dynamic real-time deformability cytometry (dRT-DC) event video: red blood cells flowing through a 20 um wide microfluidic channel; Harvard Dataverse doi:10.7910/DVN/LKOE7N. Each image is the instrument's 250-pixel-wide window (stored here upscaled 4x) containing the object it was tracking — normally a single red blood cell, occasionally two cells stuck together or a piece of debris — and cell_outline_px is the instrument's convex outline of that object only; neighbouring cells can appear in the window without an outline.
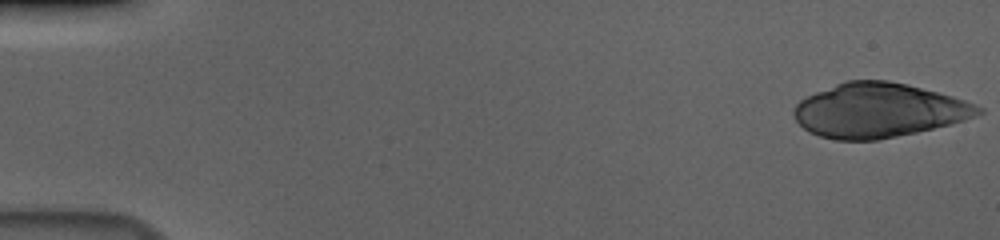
{"species": "human", "species_latin": "Homo sapiens", "temperature_condition": "cold", "stored_images_in_passage": 21, "camera_frame_rate_fps": 3000, "um_per_image_px": 0.085, "donor": {"sex": "male"}, "frame": {"image": 1, "passage_image": 1, "time_ms": 0.0, "image_size_px": [1000, 240], "cell_outline_px": [[984, 112], [976, 116], [952, 124], [916, 132], [876, 140], [836, 140], [820, 136], [808, 132], [796, 120], [792, 112], [796, 104], [800, 100], [816, 92], [836, 84], [848, 80], [888, 80], [908, 84], [952, 96], [976, 104], [984, 108]], "centroid_in_image_um": [74.69, 9.38], "position_along_channel_um": 10.3, "area_um2": 58.26}}
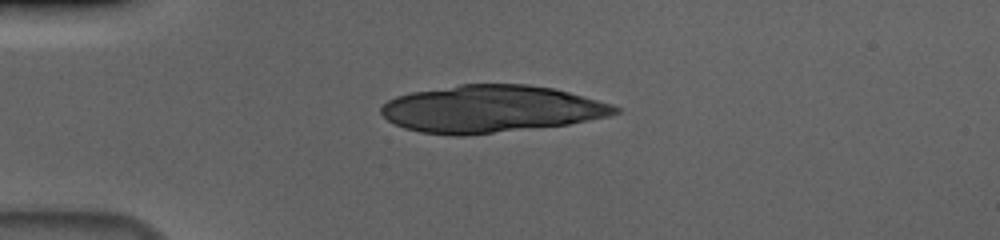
{"frame": {"image": 2, "passage_image": 14, "time_ms": 4.333, "image_size_px": [1000, 240], "cell_outline_px": [[620, 112], [608, 116], [568, 124], [464, 136], [452, 136], [420, 132], [404, 128], [388, 120], [380, 112], [380, 108], [388, 100], [396, 96], [412, 92], [460, 84], [528, 84], [552, 88], [568, 92], [612, 104], [620, 108]], "centroid_in_image_um": [41.71, 9.26], "position_along_channel_um": 43.3, "area_um2": 64.16}}